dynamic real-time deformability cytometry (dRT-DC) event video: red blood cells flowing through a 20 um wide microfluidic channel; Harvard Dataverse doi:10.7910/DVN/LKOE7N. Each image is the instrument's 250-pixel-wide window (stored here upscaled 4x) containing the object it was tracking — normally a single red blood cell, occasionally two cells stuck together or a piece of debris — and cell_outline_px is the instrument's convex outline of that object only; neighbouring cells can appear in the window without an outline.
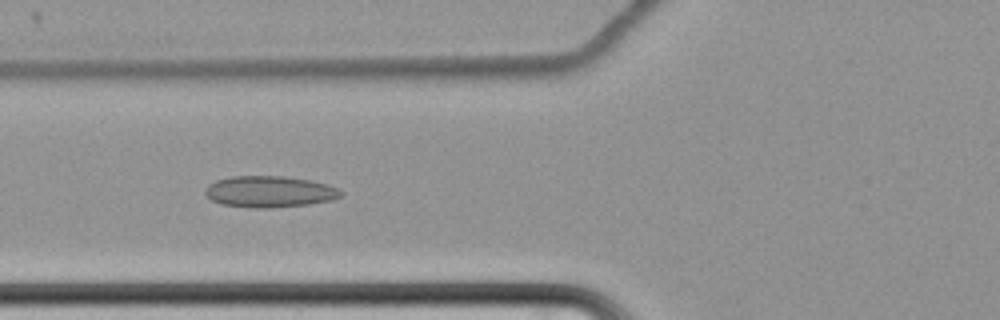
{"species": "common noctule bat (a hibernating species)", "species_latin": "Nyctalus noctula", "temperature_condition": "cold", "stored_images_in_passage": 66, "camera_frame_rate_fps": 3000, "um_per_image_px": 0.085, "animal": {"sex": "female", "body_mass_g": 22.7, "forearm_length_mm": 54.2}, "frame": {"image": 1, "passage_image": 29, "time_ms": 9.333, "image_size_px": [1000, 320], "cell_outline_px": [[344, 192], [340, 196], [332, 200], [308, 204], [268, 208], [256, 208], [224, 204], [212, 200], [204, 192], [208, 184], [216, 180], [232, 176], [284, 176], [312, 180], [328, 184]], "centroid_in_image_um": [22.93, 16.28], "position_along_channel_um": 102.9, "area_um2": 24.68}}
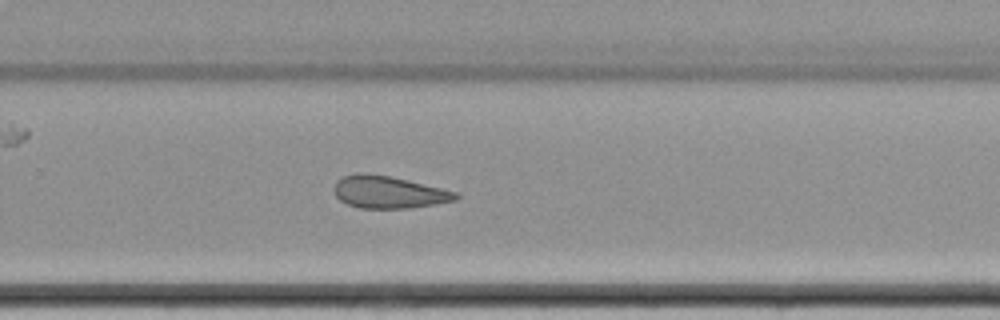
{"frame": {"image": 2, "passage_image": 46, "time_ms": 15.0, "image_size_px": [1000, 320], "cell_outline_px": [[460, 196], [456, 200], [436, 204], [408, 208], [360, 208], [348, 204], [340, 200], [336, 196], [332, 188], [336, 180], [344, 176], [356, 172], [368, 172], [392, 176], [456, 192]], "centroid_in_image_um": [32.98, 16.31], "position_along_channel_um": 296.8, "area_um2": 23.06}}
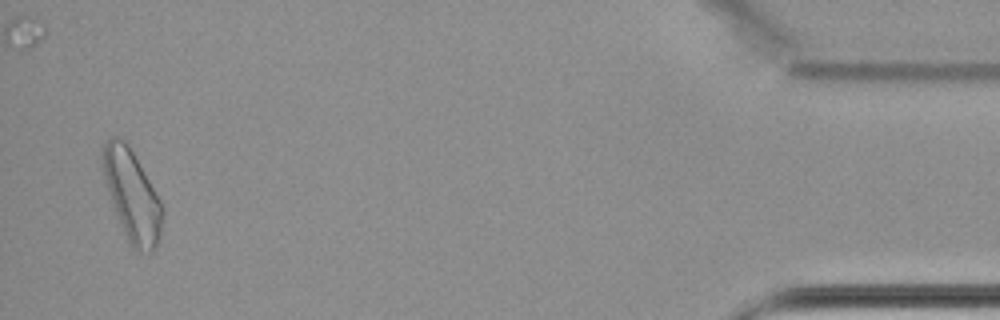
{"frame": {"image": 3, "passage_image": 64, "time_ms": 21.0, "image_size_px": [1000, 320], "cell_outline_px": [[164, 216], [160, 236], [156, 248], [152, 252], [140, 252], [132, 248], [128, 240], [116, 212], [100, 168], [100, 156], [104, 140], [112, 136], [120, 136], [128, 144], [160, 200], [164, 212]], "centroid_in_image_um": [11.2, 16.58], "position_along_channel_um": 424.0, "area_um2": 31.73}, "authors_computed_cell_mechanics": {"area_um2": 25.9811, "velocity_mm_per_s": 3.4197, "shape_relaxation_time_tau1_ms": null, "shape_relaxation_time_tau2_ms": 3.2161, "deformation_change_tau1": null, "deformation_change_tau2": 0.109}}